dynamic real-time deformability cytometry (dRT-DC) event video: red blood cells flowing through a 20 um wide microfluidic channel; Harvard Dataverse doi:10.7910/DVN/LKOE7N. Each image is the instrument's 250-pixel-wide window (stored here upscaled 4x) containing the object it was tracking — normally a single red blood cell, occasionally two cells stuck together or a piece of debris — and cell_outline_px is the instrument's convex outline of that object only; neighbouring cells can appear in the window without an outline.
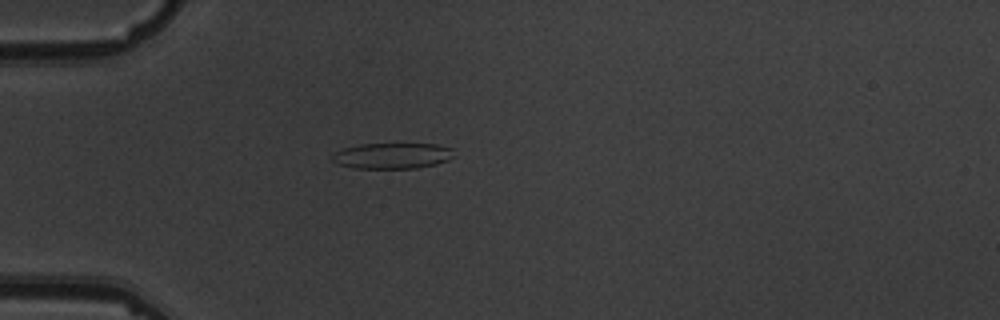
{"species": "common noctule bat (a hibernating species)", "species_latin": "Nyctalus noctula", "temperature_condition": "warm", "stored_images_in_passage": 4, "camera_frame_rate_fps": 3000, "um_per_image_px": 0.085, "animal": {"sex": "male", "body_mass_g": 19.5, "forearm_length_mm": 54.6}, "frame": {"image": 1, "passage_image": 3, "time_ms": 3.333, "image_size_px": [1000, 320], "cell_outline_px": [[456, 156], [448, 160], [436, 164], [416, 168], [356, 168], [336, 164], [332, 160], [332, 156], [336, 152], [344, 148], [360, 144], [436, 144], [452, 148]], "centroid_in_image_um": [33.38, 13.24], "position_along_channel_um": 51.6, "area_um2": 18.32}}